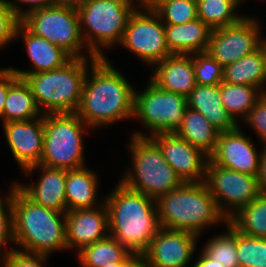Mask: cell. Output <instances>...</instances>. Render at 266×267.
I'll return each instance as SVG.
<instances>
[{
  "label": "cell",
  "instance_id": "9a60e30c",
  "mask_svg": "<svg viewBox=\"0 0 266 267\" xmlns=\"http://www.w3.org/2000/svg\"><path fill=\"white\" fill-rule=\"evenodd\" d=\"M150 138L183 182H205L209 156L201 149L192 146L176 133L155 134Z\"/></svg>",
  "mask_w": 266,
  "mask_h": 267
},
{
  "label": "cell",
  "instance_id": "3957f363",
  "mask_svg": "<svg viewBox=\"0 0 266 267\" xmlns=\"http://www.w3.org/2000/svg\"><path fill=\"white\" fill-rule=\"evenodd\" d=\"M14 246L27 253L50 255L67 250L65 213L30 200L12 184ZM62 217V218H61Z\"/></svg>",
  "mask_w": 266,
  "mask_h": 267
},
{
  "label": "cell",
  "instance_id": "d590c367",
  "mask_svg": "<svg viewBox=\"0 0 266 267\" xmlns=\"http://www.w3.org/2000/svg\"><path fill=\"white\" fill-rule=\"evenodd\" d=\"M10 191H8L5 198L2 199L0 196V254H5L10 251L9 247L10 242L14 245V225H13V210L11 205L12 199V186ZM6 208V209H5ZM6 246V247H5ZM4 251H3V248ZM7 249V250H6ZM3 253H2V252Z\"/></svg>",
  "mask_w": 266,
  "mask_h": 267
},
{
  "label": "cell",
  "instance_id": "44dd1931",
  "mask_svg": "<svg viewBox=\"0 0 266 267\" xmlns=\"http://www.w3.org/2000/svg\"><path fill=\"white\" fill-rule=\"evenodd\" d=\"M153 66L150 81L159 88L187 97L196 86L192 55L171 54Z\"/></svg>",
  "mask_w": 266,
  "mask_h": 267
},
{
  "label": "cell",
  "instance_id": "1f68e13d",
  "mask_svg": "<svg viewBox=\"0 0 266 267\" xmlns=\"http://www.w3.org/2000/svg\"><path fill=\"white\" fill-rule=\"evenodd\" d=\"M227 232L210 238L202 249L224 267H240L236 251V229L228 222Z\"/></svg>",
  "mask_w": 266,
  "mask_h": 267
},
{
  "label": "cell",
  "instance_id": "e575fe53",
  "mask_svg": "<svg viewBox=\"0 0 266 267\" xmlns=\"http://www.w3.org/2000/svg\"><path fill=\"white\" fill-rule=\"evenodd\" d=\"M195 82L198 85H219L223 81L224 67L207 52L194 53Z\"/></svg>",
  "mask_w": 266,
  "mask_h": 267
},
{
  "label": "cell",
  "instance_id": "ffe728a7",
  "mask_svg": "<svg viewBox=\"0 0 266 267\" xmlns=\"http://www.w3.org/2000/svg\"><path fill=\"white\" fill-rule=\"evenodd\" d=\"M20 35L21 38L23 37L26 52L34 70L24 71L10 67L19 78H23L27 74L59 69L72 59L61 47L33 34L21 21L16 28L15 39Z\"/></svg>",
  "mask_w": 266,
  "mask_h": 267
},
{
  "label": "cell",
  "instance_id": "e0dca14e",
  "mask_svg": "<svg viewBox=\"0 0 266 267\" xmlns=\"http://www.w3.org/2000/svg\"><path fill=\"white\" fill-rule=\"evenodd\" d=\"M4 135L22 170L40 164L44 143V115L27 121L3 123Z\"/></svg>",
  "mask_w": 266,
  "mask_h": 267
},
{
  "label": "cell",
  "instance_id": "8d00e7d4",
  "mask_svg": "<svg viewBox=\"0 0 266 267\" xmlns=\"http://www.w3.org/2000/svg\"><path fill=\"white\" fill-rule=\"evenodd\" d=\"M9 247L10 251L1 255V267H44L49 255L27 253ZM3 265V266H2Z\"/></svg>",
  "mask_w": 266,
  "mask_h": 267
},
{
  "label": "cell",
  "instance_id": "d4e9b609",
  "mask_svg": "<svg viewBox=\"0 0 266 267\" xmlns=\"http://www.w3.org/2000/svg\"><path fill=\"white\" fill-rule=\"evenodd\" d=\"M223 81L230 84L251 85L266 93V42L253 53L226 65ZM263 88V90H262Z\"/></svg>",
  "mask_w": 266,
  "mask_h": 267
},
{
  "label": "cell",
  "instance_id": "277c9868",
  "mask_svg": "<svg viewBox=\"0 0 266 267\" xmlns=\"http://www.w3.org/2000/svg\"><path fill=\"white\" fill-rule=\"evenodd\" d=\"M156 204L161 228L187 231L199 236L212 225L228 223L205 182H183L160 196Z\"/></svg>",
  "mask_w": 266,
  "mask_h": 267
},
{
  "label": "cell",
  "instance_id": "2e32d148",
  "mask_svg": "<svg viewBox=\"0 0 266 267\" xmlns=\"http://www.w3.org/2000/svg\"><path fill=\"white\" fill-rule=\"evenodd\" d=\"M198 238L191 232L160 228L143 254L150 267H188Z\"/></svg>",
  "mask_w": 266,
  "mask_h": 267
},
{
  "label": "cell",
  "instance_id": "ee69618b",
  "mask_svg": "<svg viewBox=\"0 0 266 267\" xmlns=\"http://www.w3.org/2000/svg\"><path fill=\"white\" fill-rule=\"evenodd\" d=\"M261 192L266 193V146L263 147L261 157L260 174L258 176Z\"/></svg>",
  "mask_w": 266,
  "mask_h": 267
},
{
  "label": "cell",
  "instance_id": "4316f807",
  "mask_svg": "<svg viewBox=\"0 0 266 267\" xmlns=\"http://www.w3.org/2000/svg\"><path fill=\"white\" fill-rule=\"evenodd\" d=\"M30 86L23 78H18L8 89L4 103L3 123L9 121H27L41 117Z\"/></svg>",
  "mask_w": 266,
  "mask_h": 267
},
{
  "label": "cell",
  "instance_id": "30bf717a",
  "mask_svg": "<svg viewBox=\"0 0 266 267\" xmlns=\"http://www.w3.org/2000/svg\"><path fill=\"white\" fill-rule=\"evenodd\" d=\"M21 22L35 35L61 47L72 58H91L82 50L86 48L83 40L77 9L54 4L35 9L26 14Z\"/></svg>",
  "mask_w": 266,
  "mask_h": 267
},
{
  "label": "cell",
  "instance_id": "6da1fadb",
  "mask_svg": "<svg viewBox=\"0 0 266 267\" xmlns=\"http://www.w3.org/2000/svg\"><path fill=\"white\" fill-rule=\"evenodd\" d=\"M109 59L96 58L89 66L77 115L89 127L99 128L133 118L134 93L124 75Z\"/></svg>",
  "mask_w": 266,
  "mask_h": 267
},
{
  "label": "cell",
  "instance_id": "8992f818",
  "mask_svg": "<svg viewBox=\"0 0 266 267\" xmlns=\"http://www.w3.org/2000/svg\"><path fill=\"white\" fill-rule=\"evenodd\" d=\"M135 1L91 0L77 9L89 56L106 58L102 49L121 43L128 19L140 5L139 0Z\"/></svg>",
  "mask_w": 266,
  "mask_h": 267
},
{
  "label": "cell",
  "instance_id": "7c38bea8",
  "mask_svg": "<svg viewBox=\"0 0 266 267\" xmlns=\"http://www.w3.org/2000/svg\"><path fill=\"white\" fill-rule=\"evenodd\" d=\"M120 45L151 66L171 55L165 24L154 10L141 5L130 15Z\"/></svg>",
  "mask_w": 266,
  "mask_h": 267
},
{
  "label": "cell",
  "instance_id": "ba28073f",
  "mask_svg": "<svg viewBox=\"0 0 266 267\" xmlns=\"http://www.w3.org/2000/svg\"><path fill=\"white\" fill-rule=\"evenodd\" d=\"M87 127L76 112L44 114V143L40 164L66 170L86 166L83 134L91 129Z\"/></svg>",
  "mask_w": 266,
  "mask_h": 267
},
{
  "label": "cell",
  "instance_id": "7bdbcfd3",
  "mask_svg": "<svg viewBox=\"0 0 266 267\" xmlns=\"http://www.w3.org/2000/svg\"><path fill=\"white\" fill-rule=\"evenodd\" d=\"M198 259L192 264V267H224L216 260L210 258L203 250Z\"/></svg>",
  "mask_w": 266,
  "mask_h": 267
},
{
  "label": "cell",
  "instance_id": "8fae6325",
  "mask_svg": "<svg viewBox=\"0 0 266 267\" xmlns=\"http://www.w3.org/2000/svg\"><path fill=\"white\" fill-rule=\"evenodd\" d=\"M205 183L227 220L261 193L258 176L219 166L210 159L206 165Z\"/></svg>",
  "mask_w": 266,
  "mask_h": 267
},
{
  "label": "cell",
  "instance_id": "d6a6232c",
  "mask_svg": "<svg viewBox=\"0 0 266 267\" xmlns=\"http://www.w3.org/2000/svg\"><path fill=\"white\" fill-rule=\"evenodd\" d=\"M236 251L240 267H266V238L236 230Z\"/></svg>",
  "mask_w": 266,
  "mask_h": 267
},
{
  "label": "cell",
  "instance_id": "f1b7e54d",
  "mask_svg": "<svg viewBox=\"0 0 266 267\" xmlns=\"http://www.w3.org/2000/svg\"><path fill=\"white\" fill-rule=\"evenodd\" d=\"M221 101L226 111L240 124L237 116L244 120L257 100L264 94L259 88L251 85L220 83Z\"/></svg>",
  "mask_w": 266,
  "mask_h": 267
},
{
  "label": "cell",
  "instance_id": "5bb4252c",
  "mask_svg": "<svg viewBox=\"0 0 266 267\" xmlns=\"http://www.w3.org/2000/svg\"><path fill=\"white\" fill-rule=\"evenodd\" d=\"M239 125L236 129L220 132L214 152L209 159L219 166L240 173L259 176L263 149L259 153Z\"/></svg>",
  "mask_w": 266,
  "mask_h": 267
},
{
  "label": "cell",
  "instance_id": "f35d334b",
  "mask_svg": "<svg viewBox=\"0 0 266 267\" xmlns=\"http://www.w3.org/2000/svg\"><path fill=\"white\" fill-rule=\"evenodd\" d=\"M244 122L254 129L262 141V147L266 146V93H264L251 109Z\"/></svg>",
  "mask_w": 266,
  "mask_h": 267
},
{
  "label": "cell",
  "instance_id": "9c48e42d",
  "mask_svg": "<svg viewBox=\"0 0 266 267\" xmlns=\"http://www.w3.org/2000/svg\"><path fill=\"white\" fill-rule=\"evenodd\" d=\"M146 86L144 91L134 93L133 119L138 118L150 135L135 131L132 136L176 133L188 108L187 97L159 88L150 80Z\"/></svg>",
  "mask_w": 266,
  "mask_h": 267
},
{
  "label": "cell",
  "instance_id": "d6986e66",
  "mask_svg": "<svg viewBox=\"0 0 266 267\" xmlns=\"http://www.w3.org/2000/svg\"><path fill=\"white\" fill-rule=\"evenodd\" d=\"M41 170L42 175L35 184L15 185L33 202L46 208L66 213L65 185L67 170L36 164L26 168L23 172L28 175L36 170Z\"/></svg>",
  "mask_w": 266,
  "mask_h": 267
},
{
  "label": "cell",
  "instance_id": "83f0119b",
  "mask_svg": "<svg viewBox=\"0 0 266 267\" xmlns=\"http://www.w3.org/2000/svg\"><path fill=\"white\" fill-rule=\"evenodd\" d=\"M131 254L117 239L108 235L79 251L77 260L82 267H104L110 263L124 262Z\"/></svg>",
  "mask_w": 266,
  "mask_h": 267
},
{
  "label": "cell",
  "instance_id": "7402d4cb",
  "mask_svg": "<svg viewBox=\"0 0 266 267\" xmlns=\"http://www.w3.org/2000/svg\"><path fill=\"white\" fill-rule=\"evenodd\" d=\"M188 108L200 112L220 132L236 129V122L221 101L219 85H198L187 96Z\"/></svg>",
  "mask_w": 266,
  "mask_h": 267
},
{
  "label": "cell",
  "instance_id": "836d02e7",
  "mask_svg": "<svg viewBox=\"0 0 266 267\" xmlns=\"http://www.w3.org/2000/svg\"><path fill=\"white\" fill-rule=\"evenodd\" d=\"M154 11L164 24H183L198 18L196 0H165Z\"/></svg>",
  "mask_w": 266,
  "mask_h": 267
},
{
  "label": "cell",
  "instance_id": "60d3db41",
  "mask_svg": "<svg viewBox=\"0 0 266 267\" xmlns=\"http://www.w3.org/2000/svg\"><path fill=\"white\" fill-rule=\"evenodd\" d=\"M18 78V75L10 68H0V117L3 114L8 89Z\"/></svg>",
  "mask_w": 266,
  "mask_h": 267
},
{
  "label": "cell",
  "instance_id": "f6af8a7d",
  "mask_svg": "<svg viewBox=\"0 0 266 267\" xmlns=\"http://www.w3.org/2000/svg\"><path fill=\"white\" fill-rule=\"evenodd\" d=\"M91 0H56L58 4L78 9L79 7L85 5L86 3L90 2Z\"/></svg>",
  "mask_w": 266,
  "mask_h": 267
},
{
  "label": "cell",
  "instance_id": "5b68a950",
  "mask_svg": "<svg viewBox=\"0 0 266 267\" xmlns=\"http://www.w3.org/2000/svg\"><path fill=\"white\" fill-rule=\"evenodd\" d=\"M95 59L96 57L72 58L59 69L23 77L43 115L77 112L88 66Z\"/></svg>",
  "mask_w": 266,
  "mask_h": 267
},
{
  "label": "cell",
  "instance_id": "7dc6e473",
  "mask_svg": "<svg viewBox=\"0 0 266 267\" xmlns=\"http://www.w3.org/2000/svg\"><path fill=\"white\" fill-rule=\"evenodd\" d=\"M123 262L110 263L104 267H120Z\"/></svg>",
  "mask_w": 266,
  "mask_h": 267
},
{
  "label": "cell",
  "instance_id": "7a4b0ae2",
  "mask_svg": "<svg viewBox=\"0 0 266 267\" xmlns=\"http://www.w3.org/2000/svg\"><path fill=\"white\" fill-rule=\"evenodd\" d=\"M109 235L133 254H143L159 231L156 200L126 187L122 182L104 196Z\"/></svg>",
  "mask_w": 266,
  "mask_h": 267
},
{
  "label": "cell",
  "instance_id": "4fadbf2b",
  "mask_svg": "<svg viewBox=\"0 0 266 267\" xmlns=\"http://www.w3.org/2000/svg\"><path fill=\"white\" fill-rule=\"evenodd\" d=\"M259 22L244 16L235 24L212 30L206 52L223 67L253 53L265 42Z\"/></svg>",
  "mask_w": 266,
  "mask_h": 267
},
{
  "label": "cell",
  "instance_id": "b9f144b4",
  "mask_svg": "<svg viewBox=\"0 0 266 267\" xmlns=\"http://www.w3.org/2000/svg\"><path fill=\"white\" fill-rule=\"evenodd\" d=\"M120 267H150L144 254H131Z\"/></svg>",
  "mask_w": 266,
  "mask_h": 267
},
{
  "label": "cell",
  "instance_id": "52a82bcc",
  "mask_svg": "<svg viewBox=\"0 0 266 267\" xmlns=\"http://www.w3.org/2000/svg\"><path fill=\"white\" fill-rule=\"evenodd\" d=\"M130 139L132 167L120 180L126 187L157 200L183 183L150 137L131 136Z\"/></svg>",
  "mask_w": 266,
  "mask_h": 267
},
{
  "label": "cell",
  "instance_id": "cb8c5ba5",
  "mask_svg": "<svg viewBox=\"0 0 266 267\" xmlns=\"http://www.w3.org/2000/svg\"><path fill=\"white\" fill-rule=\"evenodd\" d=\"M98 179L97 174L86 166L67 170L66 212L75 209L94 208L103 203L104 198L101 199L102 202L97 201Z\"/></svg>",
  "mask_w": 266,
  "mask_h": 267
},
{
  "label": "cell",
  "instance_id": "74e56055",
  "mask_svg": "<svg viewBox=\"0 0 266 267\" xmlns=\"http://www.w3.org/2000/svg\"><path fill=\"white\" fill-rule=\"evenodd\" d=\"M20 21L6 1L0 0V48L13 42Z\"/></svg>",
  "mask_w": 266,
  "mask_h": 267
},
{
  "label": "cell",
  "instance_id": "ab89813d",
  "mask_svg": "<svg viewBox=\"0 0 266 267\" xmlns=\"http://www.w3.org/2000/svg\"><path fill=\"white\" fill-rule=\"evenodd\" d=\"M5 1L20 20L26 14H28L29 12L35 9L45 8V7L52 6L57 3L56 0H15V1L5 0ZM23 4H25V6L29 5L28 6L29 8L26 9L27 11L21 7Z\"/></svg>",
  "mask_w": 266,
  "mask_h": 267
},
{
  "label": "cell",
  "instance_id": "4dcf8cb0",
  "mask_svg": "<svg viewBox=\"0 0 266 267\" xmlns=\"http://www.w3.org/2000/svg\"><path fill=\"white\" fill-rule=\"evenodd\" d=\"M197 17L212 30L223 28L240 21L246 15H239L241 0H196Z\"/></svg>",
  "mask_w": 266,
  "mask_h": 267
},
{
  "label": "cell",
  "instance_id": "603a6c76",
  "mask_svg": "<svg viewBox=\"0 0 266 267\" xmlns=\"http://www.w3.org/2000/svg\"><path fill=\"white\" fill-rule=\"evenodd\" d=\"M212 29L199 18L183 24H165V39L171 54L206 52Z\"/></svg>",
  "mask_w": 266,
  "mask_h": 267
},
{
  "label": "cell",
  "instance_id": "484cf974",
  "mask_svg": "<svg viewBox=\"0 0 266 267\" xmlns=\"http://www.w3.org/2000/svg\"><path fill=\"white\" fill-rule=\"evenodd\" d=\"M176 134L210 156L216 148L220 131L200 112L187 108Z\"/></svg>",
  "mask_w": 266,
  "mask_h": 267
},
{
  "label": "cell",
  "instance_id": "ac0fdd59",
  "mask_svg": "<svg viewBox=\"0 0 266 267\" xmlns=\"http://www.w3.org/2000/svg\"><path fill=\"white\" fill-rule=\"evenodd\" d=\"M67 250L77 253L109 235L108 210L105 202L94 208L75 209L65 213Z\"/></svg>",
  "mask_w": 266,
  "mask_h": 267
},
{
  "label": "cell",
  "instance_id": "f546056e",
  "mask_svg": "<svg viewBox=\"0 0 266 267\" xmlns=\"http://www.w3.org/2000/svg\"><path fill=\"white\" fill-rule=\"evenodd\" d=\"M228 222L240 233L266 238V193L261 192Z\"/></svg>",
  "mask_w": 266,
  "mask_h": 267
},
{
  "label": "cell",
  "instance_id": "bcb514c9",
  "mask_svg": "<svg viewBox=\"0 0 266 267\" xmlns=\"http://www.w3.org/2000/svg\"><path fill=\"white\" fill-rule=\"evenodd\" d=\"M165 0H139L141 7L154 10L160 3Z\"/></svg>",
  "mask_w": 266,
  "mask_h": 267
}]
</instances>
